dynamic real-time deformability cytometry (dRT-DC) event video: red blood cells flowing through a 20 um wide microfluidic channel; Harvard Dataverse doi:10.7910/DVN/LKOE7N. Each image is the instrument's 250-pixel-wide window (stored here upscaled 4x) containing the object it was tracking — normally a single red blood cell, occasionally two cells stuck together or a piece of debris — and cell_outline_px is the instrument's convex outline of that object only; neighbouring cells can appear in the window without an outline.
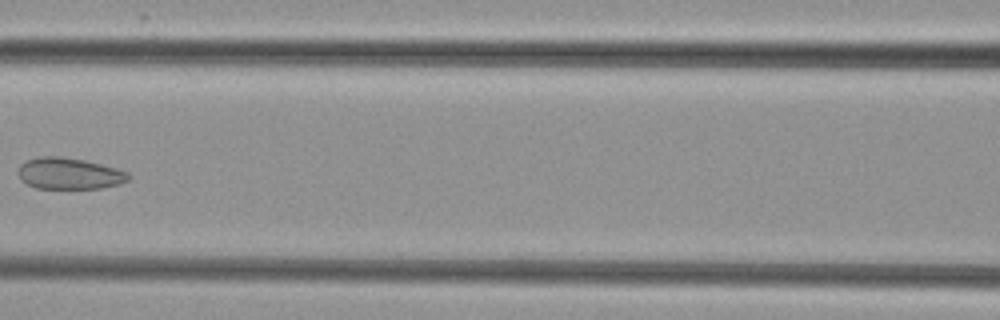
{"species": "common noctule bat (a hibernating species)", "species_latin": "Nyctalus noctula", "temperature_condition": "cold", "stored_images_in_passage": 6, "camera_frame_rate_fps": 3000, "um_per_image_px": 0.085, "animal": {"sex": "female", "body_mass_g": 29.2, "forearm_length_mm": 56.3}, "frame": {"image": 1, "passage_image": 5, "time_ms": 6.0, "image_size_px": [1000, 320], "cell_outline_px": [[132, 176], [128, 180], [120, 184], [100, 188], [36, 188], [20, 180], [16, 172], [20, 164], [36, 156], [60, 156], [84, 160], [116, 168], [128, 172]], "centroid_in_image_um": [5.86, 14.74], "position_along_channel_um": 160.7, "area_um2": 20.35}}
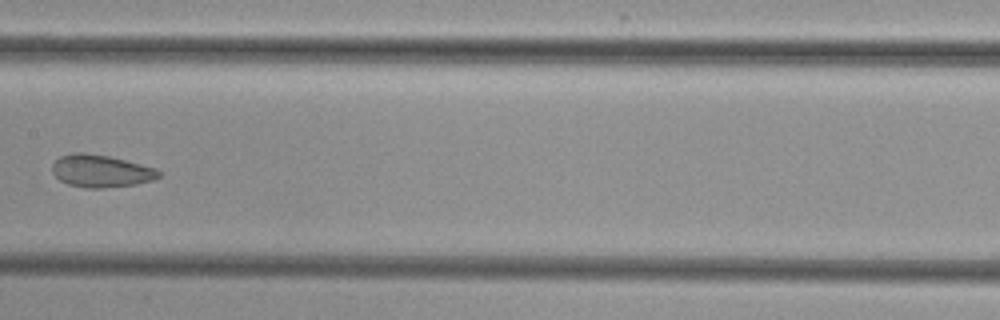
{"frame": {"image": 2, "passage_image": 6, "time_ms": 7.0, "image_size_px": [1000, 320], "cell_outline_px": [[160, 176], [152, 180], [136, 184], [100, 188], [88, 188], [68, 184], [60, 180], [52, 172], [52, 164], [60, 156], [72, 152], [84, 152], [108, 156], [156, 168], [160, 172]], "centroid_in_image_um": [8.55, 14.53], "position_along_channel_um": 198.8, "area_um2": 20.0}}